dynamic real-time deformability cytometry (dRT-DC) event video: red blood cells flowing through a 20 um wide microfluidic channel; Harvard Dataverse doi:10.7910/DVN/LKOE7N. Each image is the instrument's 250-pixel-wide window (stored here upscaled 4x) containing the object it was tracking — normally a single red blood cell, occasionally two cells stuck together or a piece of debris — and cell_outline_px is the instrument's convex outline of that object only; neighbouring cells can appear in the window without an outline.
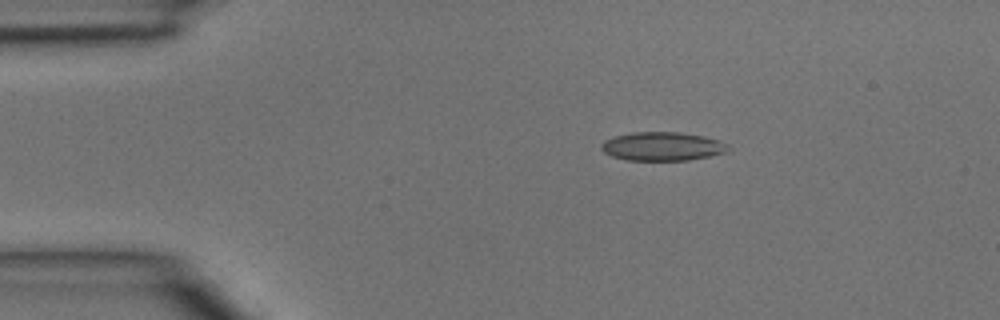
{"species": "common noctule bat (a hibernating species)", "species_latin": "Nyctalus noctula", "temperature_condition": "room temperature", "stored_images_in_passage": 4, "camera_frame_rate_fps": 3000, "um_per_image_px": 0.085, "animal": {"sex": "male", "body_mass_g": 15.6}, "frame": {"image": 1, "passage_image": 2, "time_ms": 0.333, "image_size_px": [1000, 320], "cell_outline_px": [[728, 152], [688, 160], [628, 160], [612, 156], [604, 152], [600, 148], [600, 144], [604, 140], [616, 136], [632, 132], [680, 132], [704, 136], [720, 140], [728, 144]], "centroid_in_image_um": [56.3, 12.43], "position_along_channel_um": 28.7, "area_um2": 21.21}}
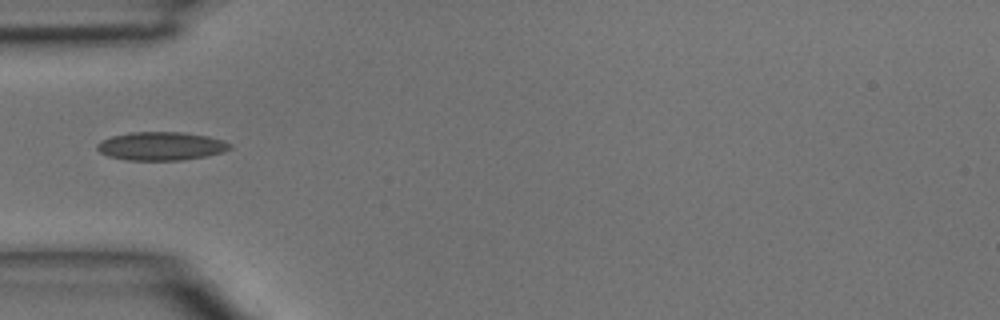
{"frame": {"image": 2, "passage_image": 3, "time_ms": 0.667, "image_size_px": [1000, 320], "cell_outline_px": [[232, 148], [208, 156], [180, 160], [128, 160], [108, 156], [100, 152], [96, 148], [96, 144], [112, 136], [132, 132], [184, 132], [208, 136], [224, 140], [232, 144]], "centroid_in_image_um": [13.72, 12.41], "position_along_channel_um": 71.3, "area_um2": 21.96}}
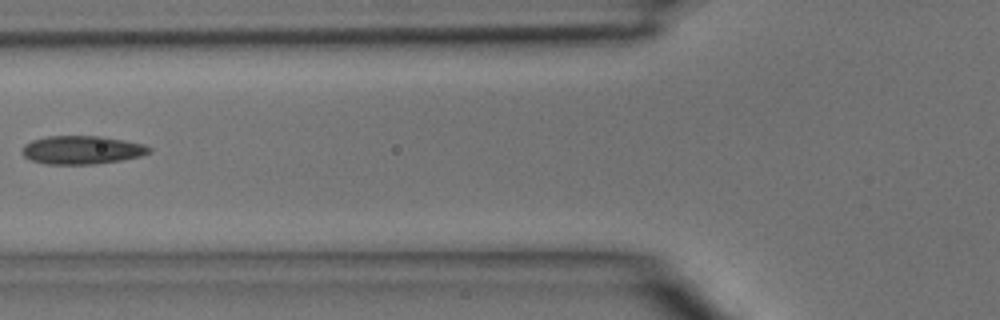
{"frame": {"image": 3, "passage_image": 4, "time_ms": 1.0, "image_size_px": [1000, 320], "cell_outline_px": [[152, 152], [140, 156], [120, 160], [96, 164], [44, 164], [32, 160], [24, 156], [20, 152], [24, 144], [32, 140], [48, 136], [104, 136], [144, 144], [152, 148]], "centroid_in_image_um": [6.96, 12.74], "position_along_channel_um": 118.8, "area_um2": 21.15}}